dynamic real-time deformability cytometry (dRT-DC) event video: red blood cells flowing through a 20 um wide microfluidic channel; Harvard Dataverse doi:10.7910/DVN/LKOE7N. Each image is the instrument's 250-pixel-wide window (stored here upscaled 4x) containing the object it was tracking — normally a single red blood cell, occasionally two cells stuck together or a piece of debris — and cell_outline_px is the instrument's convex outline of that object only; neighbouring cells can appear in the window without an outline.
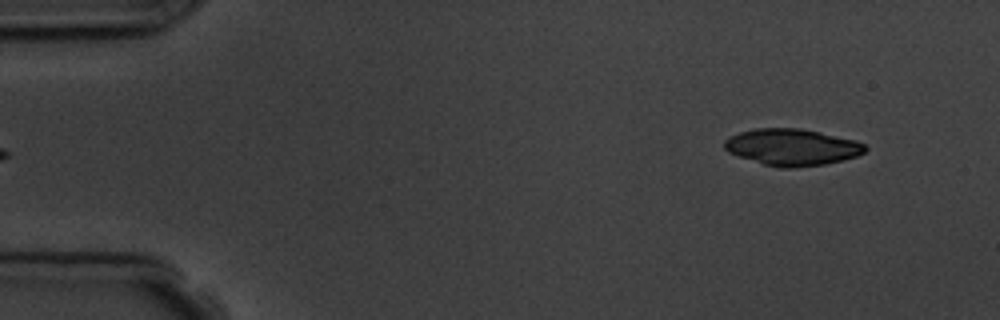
{"species": "common noctule bat (a hibernating species)", "species_latin": "Nyctalus noctula", "temperature_condition": "room temperature", "stored_images_in_passage": 4, "camera_frame_rate_fps": 3000, "um_per_image_px": 0.085, "animal": {"sex": "male", "body_mass_g": 19.5, "forearm_length_mm": 54.6}, "frame": {"image": 1, "passage_image": 1, "time_ms": 0.0, "image_size_px": [1000, 320], "cell_outline_px": [[868, 148], [864, 152], [856, 156], [844, 160], [824, 164], [792, 168], [780, 168], [764, 164], [728, 152], [724, 148], [724, 140], [740, 132], [756, 128], [800, 128], [820, 132], [856, 140], [864, 144]], "centroid_in_image_um": [67.35, 12.5], "position_along_channel_um": 17.7, "area_um2": 29.88}}